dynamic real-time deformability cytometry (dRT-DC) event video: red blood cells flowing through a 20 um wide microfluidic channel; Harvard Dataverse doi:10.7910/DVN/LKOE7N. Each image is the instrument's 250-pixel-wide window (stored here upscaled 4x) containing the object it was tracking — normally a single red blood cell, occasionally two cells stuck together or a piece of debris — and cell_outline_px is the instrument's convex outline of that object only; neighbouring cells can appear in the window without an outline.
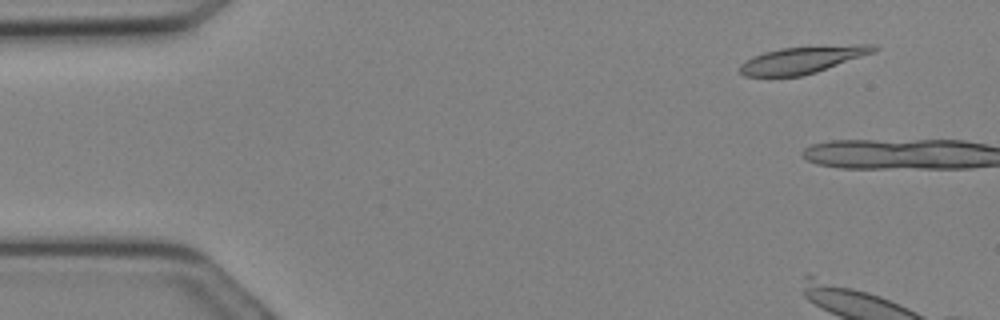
{"species": "Egyptian fruit bat (a non-hibernating species)", "species_latin": "Rousettus aegyptiacus", "temperature_condition": "cold", "stored_images_in_passage": 2, "camera_frame_rate_fps": 3000, "um_per_image_px": 0.085, "animal": {"sex": "female"}, "frame": {"image": 1, "passage_image": 1, "time_ms": 0.0, "image_size_px": [1000, 320], "cell_outline_px": [[880, 48], [872, 52], [816, 72], [800, 76], [744, 76], [740, 72], [740, 64], [744, 60], [752, 56], [764, 52], [780, 48], [856, 44], [876, 44]], "centroid_in_image_um": [68.17, 5.07], "position_along_channel_um": 16.8, "area_um2": 20.87}}